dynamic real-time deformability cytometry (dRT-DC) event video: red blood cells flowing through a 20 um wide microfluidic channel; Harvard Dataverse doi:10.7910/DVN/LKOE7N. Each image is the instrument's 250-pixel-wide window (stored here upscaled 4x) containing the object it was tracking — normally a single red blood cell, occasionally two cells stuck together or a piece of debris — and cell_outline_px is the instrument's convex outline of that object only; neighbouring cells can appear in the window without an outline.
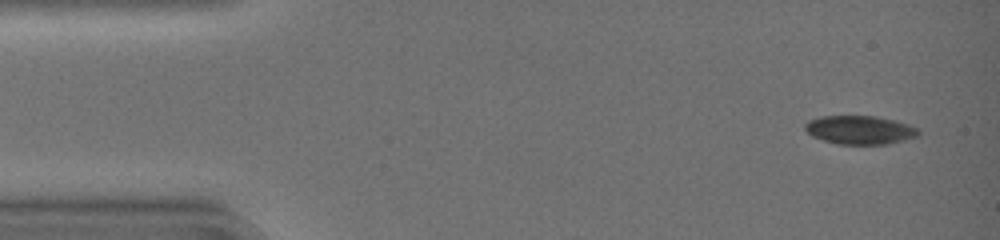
{"species": "common noctule bat (a hibernating species)", "species_latin": "Nyctalus noctula", "temperature_condition": "warm", "stored_images_in_passage": 32, "camera_frame_rate_fps": 3000, "um_per_image_px": 0.085, "animal": {"sex": "female", "body_mass_g": 19.0, "forearm_length_mm": 51.5}, "frame": {"image": 1, "passage_image": 1, "time_ms": 0.0, "image_size_px": [1000, 240], "cell_outline_px": [[920, 136], [904, 140], [884, 144], [836, 144], [812, 136], [804, 128], [804, 124], [808, 120], [820, 116], [876, 116], [896, 120], [908, 124], [916, 128], [920, 132]], "centroid_in_image_um": [73.09, 11.04], "position_along_channel_um": 11.9, "area_um2": 18.96}}
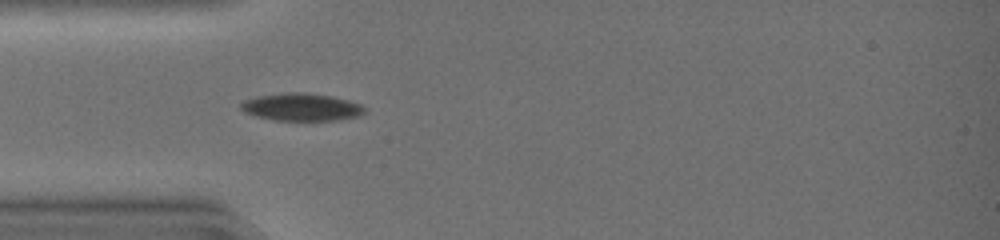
{"frame": {"image": 2, "passage_image": 12, "time_ms": 3.667, "image_size_px": [1000, 240], "cell_outline_px": [[364, 112], [356, 116], [340, 120], [276, 120], [256, 116], [244, 112], [240, 108], [240, 104], [244, 100], [256, 96], [288, 92], [304, 92], [332, 96], [348, 100], [360, 104], [364, 108]], "centroid_in_image_um": [25.59, 9.09], "position_along_channel_um": 59.4, "area_um2": 19.77}}
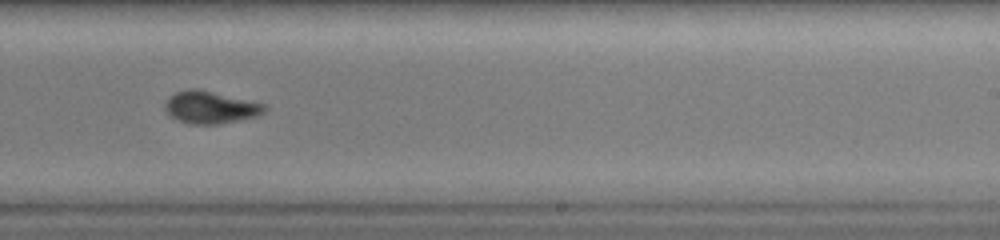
{"frame": {"image": 3, "passage_image": 27, "time_ms": 8.667, "image_size_px": [1000, 240], "cell_outline_px": [[268, 108], [260, 116], [244, 120], [220, 124], [192, 124], [180, 120], [172, 116], [164, 108], [164, 104], [168, 96], [176, 92], [188, 88], [200, 88], [268, 104]], "centroid_in_image_um": [17.97, 9.1], "position_along_channel_um": 271.0, "area_um2": 19.31}}